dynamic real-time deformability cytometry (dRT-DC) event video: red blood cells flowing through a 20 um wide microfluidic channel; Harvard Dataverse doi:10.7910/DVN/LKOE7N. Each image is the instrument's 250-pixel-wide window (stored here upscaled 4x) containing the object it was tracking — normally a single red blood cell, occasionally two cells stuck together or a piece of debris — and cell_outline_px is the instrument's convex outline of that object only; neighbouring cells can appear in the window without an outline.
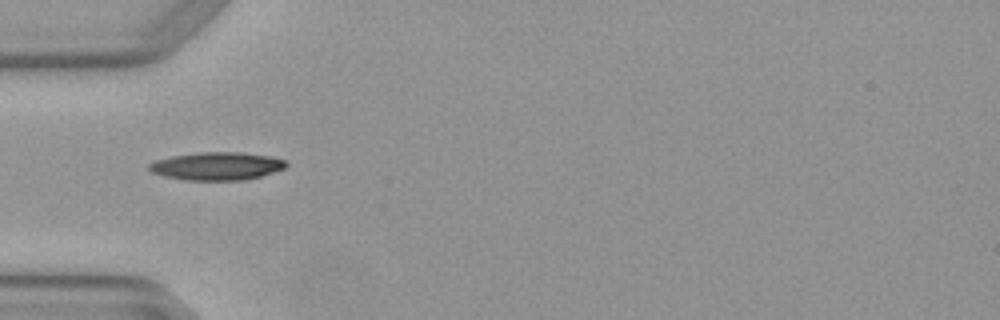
{"species": "Egyptian fruit bat (a non-hibernating species)", "species_latin": "Rousettus aegyptiacus", "temperature_condition": "warm", "stored_images_in_passage": 1, "camera_frame_rate_fps": 3000, "um_per_image_px": 0.085, "animal": {"sex": "female"}, "frame": {"image": 1, "passage_image": 1, "time_ms": 0.0, "image_size_px": [1000, 320], "cell_outline_px": [[288, 164], [284, 168], [260, 176], [244, 180], [188, 180], [164, 176], [152, 172], [148, 168], [148, 164], [156, 160], [172, 156], [200, 152], [240, 152], [272, 156], [284, 160]], "centroid_in_image_um": [18.43, 14.11], "position_along_channel_um": 66.6, "area_um2": 22.2}}